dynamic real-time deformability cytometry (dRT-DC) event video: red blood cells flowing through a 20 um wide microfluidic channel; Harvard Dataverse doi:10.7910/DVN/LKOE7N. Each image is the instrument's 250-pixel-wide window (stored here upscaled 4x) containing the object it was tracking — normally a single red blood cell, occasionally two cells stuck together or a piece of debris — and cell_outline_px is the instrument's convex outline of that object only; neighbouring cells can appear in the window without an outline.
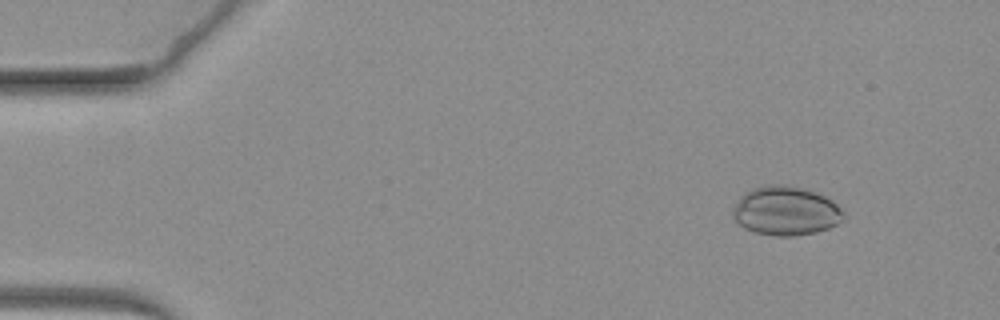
{"species": "common noctule bat (a hibernating species)", "species_latin": "Nyctalus noctula", "temperature_condition": "warm", "stored_images_in_passage": 65, "camera_frame_rate_fps": 3000, "um_per_image_px": 0.085, "animal": {"sex": "female", "body_mass_g": 19.3, "forearm_length_mm": 54.1}, "frame": {"image": 1, "passage_image": 7, "time_ms": 2.0, "image_size_px": [1000, 320], "cell_outline_px": [[848, 216], [836, 224], [828, 228], [816, 232], [796, 236], [772, 236], [756, 232], [744, 228], [732, 220], [732, 208], [740, 196], [744, 192], [752, 188], [768, 184], [788, 184], [804, 188], [816, 192], [832, 200]], "centroid_in_image_um": [66.76, 17.92], "position_along_channel_um": 18.2, "area_um2": 32.19}}
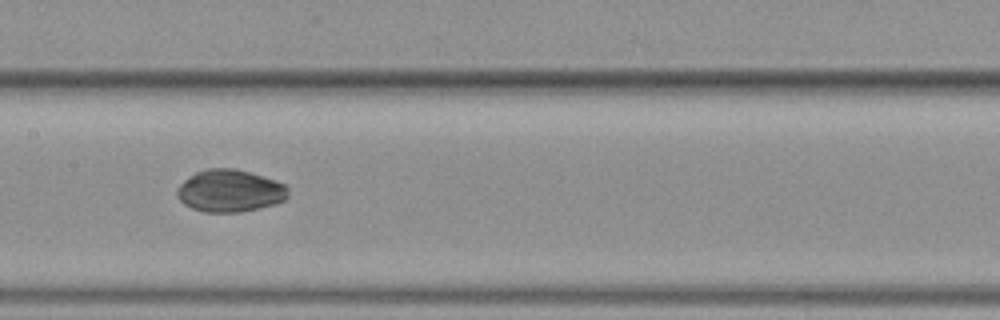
{"frame": {"image": 2, "passage_image": 33, "time_ms": 10.667, "image_size_px": [1000, 320], "cell_outline_px": [[288, 196], [284, 200], [276, 204], [260, 208], [240, 212], [204, 212], [192, 208], [184, 204], [176, 196], [176, 192], [180, 184], [188, 176], [196, 172], [208, 168], [236, 168], [276, 180], [284, 184], [288, 188]], "centroid_in_image_um": [19.54, 16.22], "position_along_channel_um": 187.9, "area_um2": 27.57}}
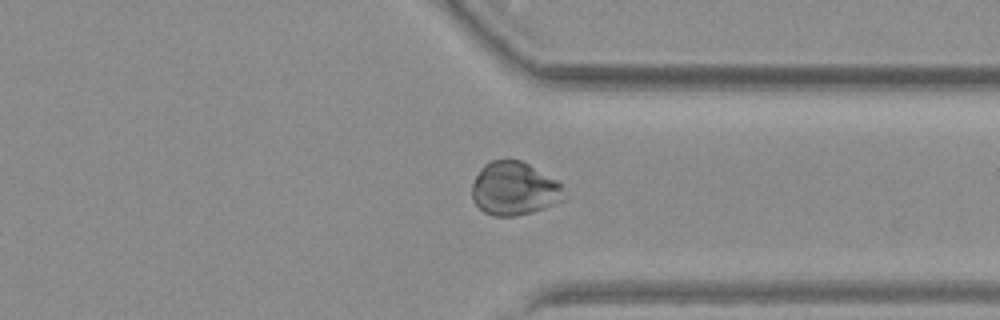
{"frame": {"image": 3, "passage_image": 50, "time_ms": 16.333, "image_size_px": [1000, 320], "cell_outline_px": [[568, 196], [564, 200], [544, 208], [532, 212], [516, 216], [492, 216], [484, 212], [472, 200], [472, 184], [480, 168], [484, 164], [492, 160], [520, 160], [528, 164], [556, 180], [560, 184]], "centroid_in_image_um": [43.71, 16.05], "position_along_channel_um": 367.7, "area_um2": 28.73}}